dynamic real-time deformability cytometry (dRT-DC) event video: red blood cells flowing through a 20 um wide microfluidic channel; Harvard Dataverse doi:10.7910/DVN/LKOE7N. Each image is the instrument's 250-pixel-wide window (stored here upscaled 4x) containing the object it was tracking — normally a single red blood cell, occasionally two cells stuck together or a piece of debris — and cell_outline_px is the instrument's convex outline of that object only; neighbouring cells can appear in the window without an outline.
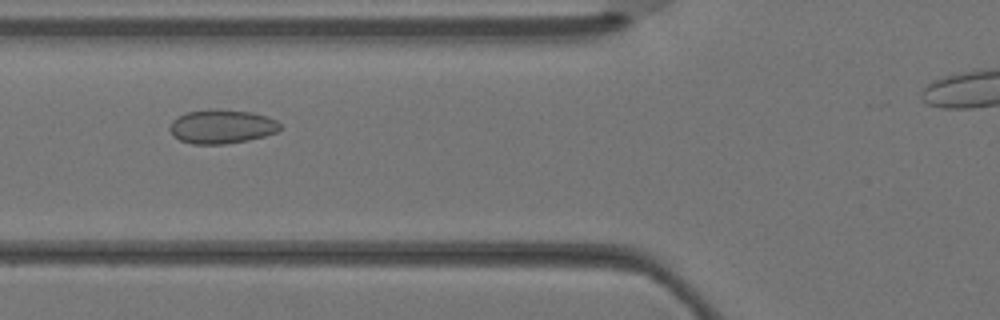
{"species": "Egyptian fruit bat (a non-hibernating species)", "species_latin": "Rousettus aegyptiacus", "temperature_condition": "warm", "stored_images_in_passage": 4, "camera_frame_rate_fps": 3000, "um_per_image_px": 0.085, "animal": {"sex": "female"}, "frame": {"image": 1, "passage_image": 4, "time_ms": 1.0, "image_size_px": [1000, 320], "cell_outline_px": [[280, 128], [276, 132], [264, 136], [248, 140], [224, 144], [192, 144], [180, 140], [172, 136], [168, 128], [172, 120], [188, 112], [216, 108], [252, 112], [268, 116], [276, 120], [280, 124]], "centroid_in_image_um": [18.83, 10.75], "position_along_channel_um": 107.0, "area_um2": 21.96}}